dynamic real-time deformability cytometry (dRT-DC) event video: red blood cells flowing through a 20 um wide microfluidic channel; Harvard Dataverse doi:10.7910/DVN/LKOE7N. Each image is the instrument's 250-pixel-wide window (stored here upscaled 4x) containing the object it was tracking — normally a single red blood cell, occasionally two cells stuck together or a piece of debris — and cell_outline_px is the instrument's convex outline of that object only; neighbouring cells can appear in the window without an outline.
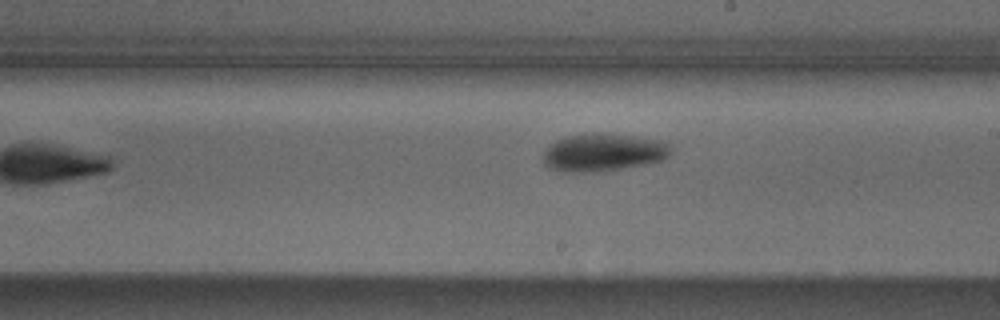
{"species": "Egyptian fruit bat (a non-hibernating species)", "species_latin": "Rousettus aegyptiacus", "temperature_condition": "cold", "stored_images_in_passage": 6, "camera_frame_rate_fps": 3000, "um_per_image_px": 0.085, "animal": {"sex": "male"}, "frame": {"image": 1, "passage_image": 6, "time_ms": 6.0, "image_size_px": [1000, 320], "cell_outline_px": [[672, 148], [668, 156], [664, 160], [604, 172], [560, 172], [548, 168], [544, 164], [544, 152], [556, 140], [564, 136], [600, 132], [636, 136], [660, 140], [672, 144]], "centroid_in_image_um": [51.29, 12.96], "position_along_channel_um": 237.7, "area_um2": 28.55}}